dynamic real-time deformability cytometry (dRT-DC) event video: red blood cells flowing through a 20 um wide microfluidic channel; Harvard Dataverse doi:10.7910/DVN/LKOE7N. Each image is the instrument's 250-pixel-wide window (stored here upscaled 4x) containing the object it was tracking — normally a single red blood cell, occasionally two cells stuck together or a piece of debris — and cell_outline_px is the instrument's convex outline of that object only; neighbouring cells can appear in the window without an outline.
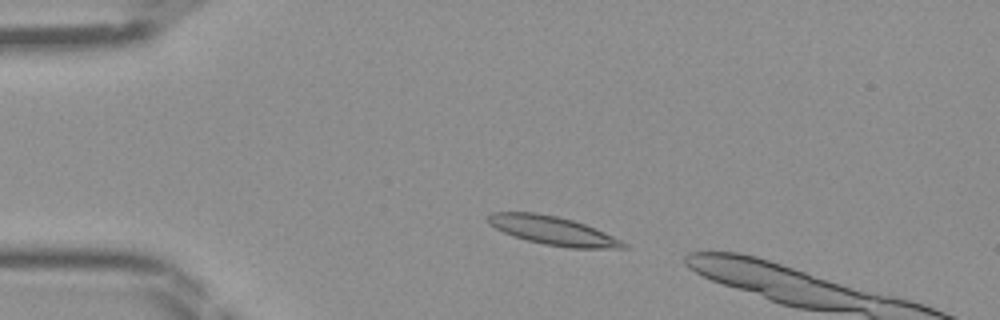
{"species": "Egyptian fruit bat (a non-hibernating species)", "species_latin": "Rousettus aegyptiacus", "temperature_condition": "room temperature", "stored_images_in_passage": 8, "camera_frame_rate_fps": 3000, "um_per_image_px": 0.085, "frame": {"image": 1, "passage_image": 4, "time_ms": 1.0, "image_size_px": [1000, 320], "cell_outline_px": [[628, 248], [568, 248], [544, 244], [512, 236], [488, 224], [488, 216], [492, 212], [536, 212], [556, 216], [572, 220], [584, 224], [604, 232], [628, 244]], "centroid_in_image_um": [46.98, 19.6], "position_along_channel_um": 38.0, "area_um2": 22.37}}